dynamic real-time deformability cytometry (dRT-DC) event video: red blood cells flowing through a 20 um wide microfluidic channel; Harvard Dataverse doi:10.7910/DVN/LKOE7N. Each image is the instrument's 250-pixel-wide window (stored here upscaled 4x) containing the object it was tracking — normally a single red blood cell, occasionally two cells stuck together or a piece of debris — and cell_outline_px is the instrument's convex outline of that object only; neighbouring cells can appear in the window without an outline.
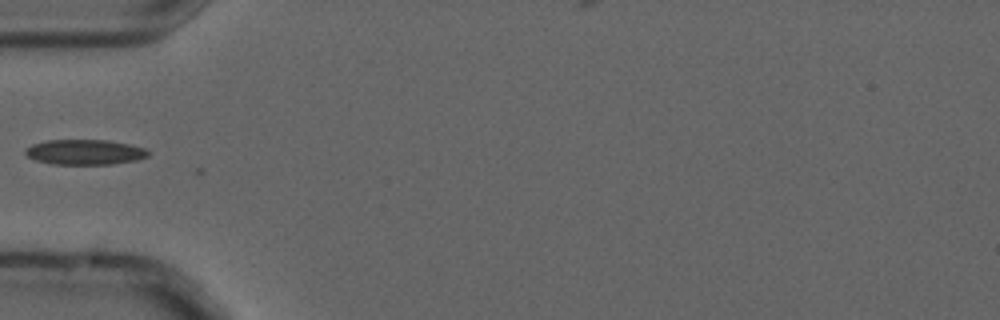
{"species": "common noctule bat (a hibernating species)", "species_latin": "Nyctalus noctula", "temperature_condition": "cold", "stored_images_in_passage": 2, "camera_frame_rate_fps": 3000, "um_per_image_px": 0.085, "animal": {"sex": "male", "forearm_length_mm": 52.5}, "frame": {"image": 1, "passage_image": 2, "time_ms": 0.333, "image_size_px": [1000, 320], "cell_outline_px": [[148, 156], [136, 160], [112, 164], [52, 164], [36, 160], [28, 156], [24, 152], [24, 148], [32, 144], [48, 140], [108, 140], [128, 144], [144, 148], [148, 152]], "centroid_in_image_um": [7.17, 12.92], "position_along_channel_um": 77.8, "area_um2": 17.92}}